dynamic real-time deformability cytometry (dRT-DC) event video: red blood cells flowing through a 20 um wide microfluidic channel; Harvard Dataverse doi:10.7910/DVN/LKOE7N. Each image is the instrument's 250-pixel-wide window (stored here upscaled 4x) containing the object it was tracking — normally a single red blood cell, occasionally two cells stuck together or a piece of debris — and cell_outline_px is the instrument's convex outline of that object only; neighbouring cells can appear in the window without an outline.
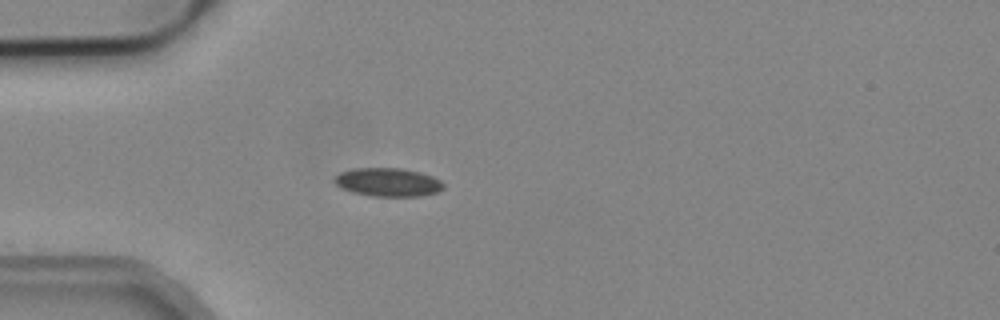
{"species": "common noctule bat (a hibernating species)", "species_latin": "Nyctalus noctula", "temperature_condition": "cold", "stored_images_in_passage": 1, "camera_frame_rate_fps": 3000, "um_per_image_px": 0.085, "animal": {"sex": "male", "body_mass_g": 19.2, "forearm_length_mm": 51.8}, "frame": {"image": 1, "passage_image": 1, "time_ms": 0.0, "image_size_px": [1000, 320], "cell_outline_px": [[444, 188], [436, 192], [420, 196], [372, 196], [352, 192], [336, 184], [332, 180], [340, 172], [352, 168], [400, 168], [420, 172], [432, 176], [440, 180], [444, 184]], "centroid_in_image_um": [32.98, 15.48], "position_along_channel_um": 52.0, "area_um2": 18.03}}